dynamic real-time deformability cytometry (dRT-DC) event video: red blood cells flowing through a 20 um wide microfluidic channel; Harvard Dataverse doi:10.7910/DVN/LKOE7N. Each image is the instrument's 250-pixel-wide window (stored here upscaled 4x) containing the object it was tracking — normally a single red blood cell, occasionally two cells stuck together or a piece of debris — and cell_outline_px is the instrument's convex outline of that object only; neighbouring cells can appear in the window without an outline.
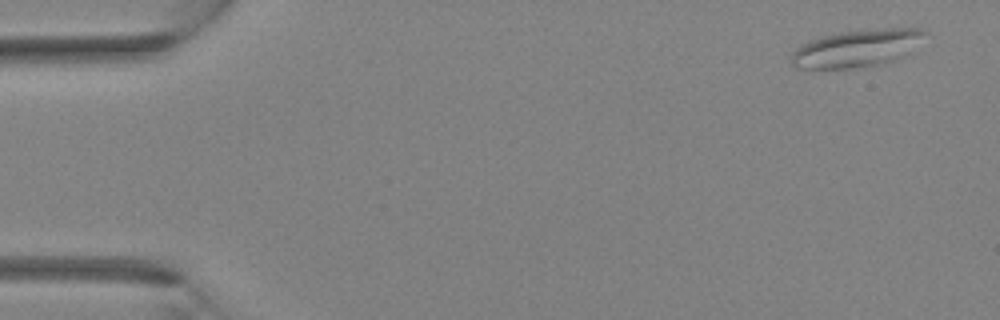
{"species": "Egyptian fruit bat (a non-hibernating species)", "species_latin": "Rousettus aegyptiacus", "temperature_condition": "room temperature", "stored_images_in_passage": 4, "camera_frame_rate_fps": 3000, "um_per_image_px": 0.085, "animal": {"sex": "female"}, "frame": {"image": 1, "passage_image": 4, "time_ms": 3.333, "image_size_px": [1000, 320], "cell_outline_px": [[928, 32], [900, 56], [892, 60], [880, 64], [860, 68], [796, 68], [792, 64], [792, 52], [804, 44], [812, 40], [824, 36], [840, 32], [884, 28], [920, 28]], "centroid_in_image_um": [72.78, 4.11], "position_along_channel_um": 12.2, "area_um2": 28.15}}